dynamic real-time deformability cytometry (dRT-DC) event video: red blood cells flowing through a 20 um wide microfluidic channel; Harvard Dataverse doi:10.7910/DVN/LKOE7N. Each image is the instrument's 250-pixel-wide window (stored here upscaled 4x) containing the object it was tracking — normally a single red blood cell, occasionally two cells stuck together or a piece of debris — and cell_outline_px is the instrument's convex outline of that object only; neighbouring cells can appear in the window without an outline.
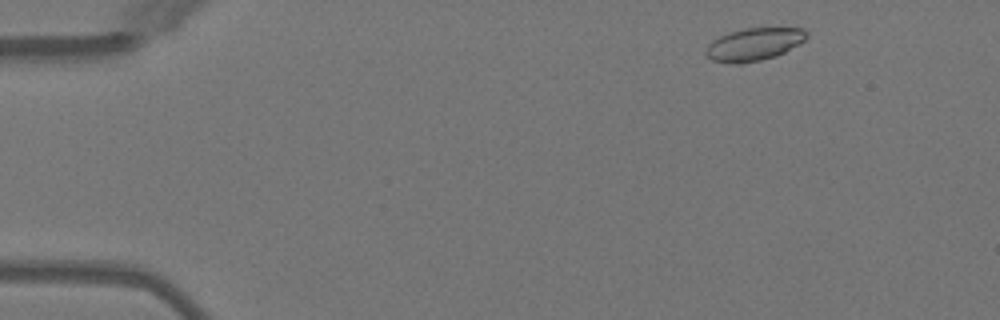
{"species": "Egyptian fruit bat (a non-hibernating species)", "species_latin": "Rousettus aegyptiacus", "temperature_condition": "warm", "stored_images_in_passage": 41, "camera_frame_rate_fps": 3000, "um_per_image_px": 0.085, "animal": {"sex": "female"}, "frame": {"image": 1, "passage_image": 3, "time_ms": 0.667, "image_size_px": [1000, 320], "cell_outline_px": [[808, 36], [800, 44], [776, 56], [760, 60], [740, 64], [732, 64], [712, 60], [704, 52], [708, 44], [712, 40], [720, 36], [744, 28], [804, 28], [808, 32]], "centroid_in_image_um": [64.1, 3.77], "position_along_channel_um": 20.9, "area_um2": 19.19}}
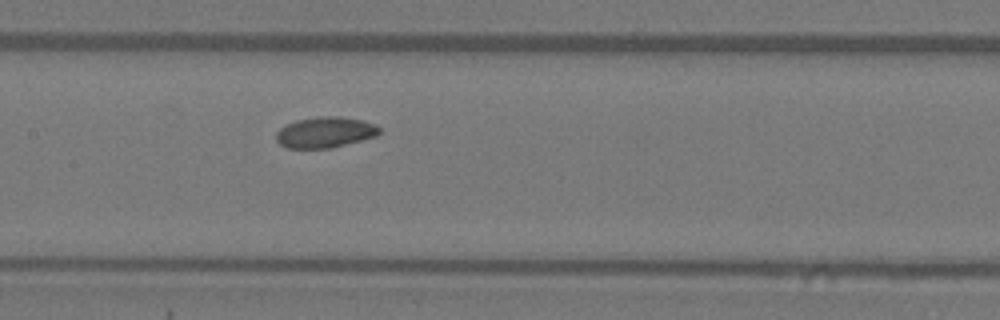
{"frame": {"image": 2, "passage_image": 22, "time_ms": 7.0, "image_size_px": [1000, 320], "cell_outline_px": [[380, 132], [376, 136], [332, 148], [288, 148], [280, 144], [276, 140], [276, 132], [280, 128], [296, 120], [320, 116], [340, 116], [364, 120], [376, 124], [380, 128]], "centroid_in_image_um": [27.65, 11.24], "position_along_channel_um": 179.7, "area_um2": 18.61}}
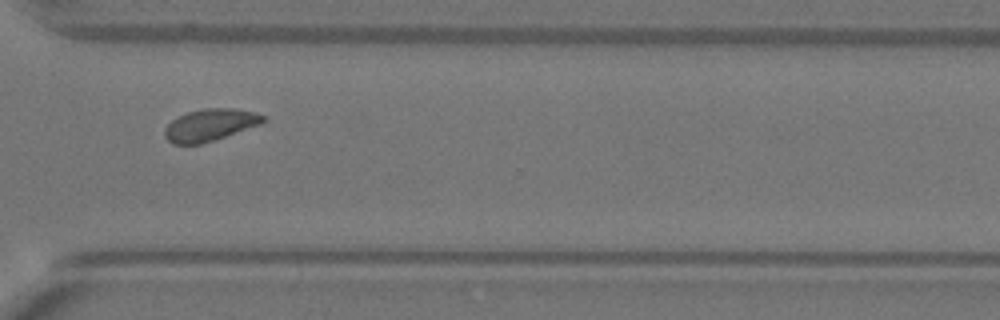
{"frame": {"image": 3, "passage_image": 35, "time_ms": 11.333, "image_size_px": [1000, 320], "cell_outline_px": [[268, 120], [260, 124], [200, 144], [172, 144], [164, 136], [164, 128], [172, 120], [188, 112], [204, 108], [232, 108], [256, 112], [268, 116]], "centroid_in_image_um": [17.87, 10.61], "position_along_channel_um": 352.7, "area_um2": 18.26}, "authors_computed_cell_mechanics": {"area_um2": 18.6116, "velocity_mm_per_s": 3.9948, "shape_relaxation_time_tau1_ms": 7.2633, "shape_relaxation_time_tau2_ms": 4.2345, "deformation_change_tau1": 0.1193, "deformation_change_tau2": 0.0778}}